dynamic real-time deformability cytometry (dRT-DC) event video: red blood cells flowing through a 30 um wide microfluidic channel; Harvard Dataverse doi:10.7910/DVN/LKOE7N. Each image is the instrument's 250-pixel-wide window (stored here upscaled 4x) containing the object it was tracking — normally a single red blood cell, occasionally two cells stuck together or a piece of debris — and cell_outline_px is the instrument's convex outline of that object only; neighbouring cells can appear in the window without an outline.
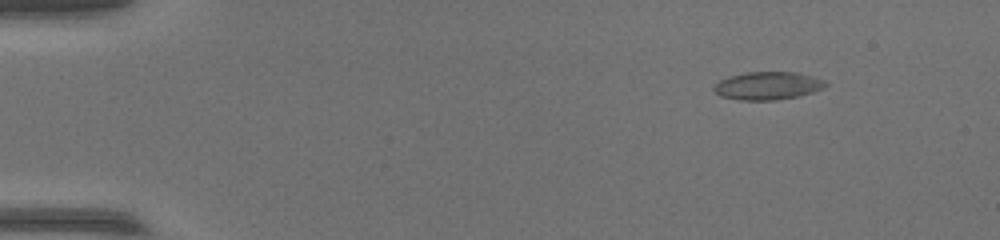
{"species": "common noctule bat (a hibernating species)", "species_latin": "Nyctalus noctula", "temperature_condition": "warm", "stored_images_in_passage": 49, "camera_frame_rate_fps": 3000, "um_per_image_px": 0.085, "animal": {"sex": "female", "body_mass_g": 17.0, "forearm_length_mm": 48.0}, "frame": {"image": 1, "passage_image": 2, "time_ms": 0.333, "image_size_px": [1000, 240], "cell_outline_px": [[828, 84], [824, 88], [800, 96], [776, 100], [740, 100], [720, 96], [712, 88], [720, 80], [728, 76], [748, 72], [796, 72], [812, 76], [824, 80]], "centroid_in_image_um": [65.27, 7.29], "position_along_channel_um": 19.7, "area_um2": 18.21}}
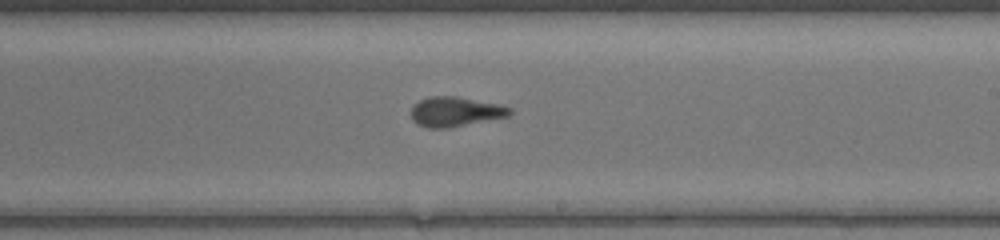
{"frame": {"image": 2, "passage_image": 28, "time_ms": 9.0, "image_size_px": [1000, 240], "cell_outline_px": [[512, 112], [508, 116], [448, 128], [428, 128], [416, 124], [412, 120], [412, 108], [420, 100], [428, 96], [456, 96], [500, 104], [512, 108]], "centroid_in_image_um": [38.7, 9.49], "position_along_channel_um": 250.3, "area_um2": 17.05}}
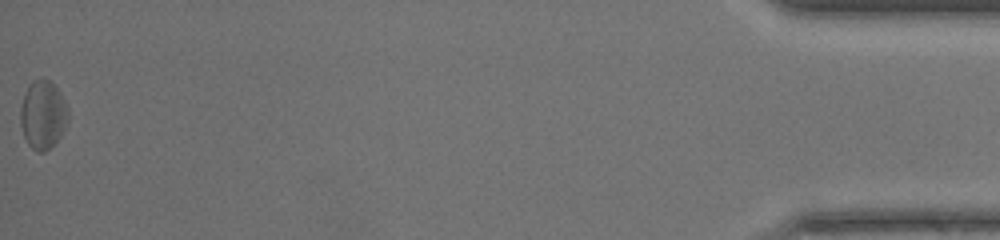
{"frame": {"image": 3, "passage_image": 49, "time_ms": 16.0, "image_size_px": [1000, 240], "cell_outline_px": [[68, 120], [60, 136], [44, 152], [36, 152], [28, 144], [24, 136], [20, 124], [20, 108], [28, 84], [32, 80], [44, 76], [56, 88], [64, 100], [68, 108]], "centroid_in_image_um": [3.62, 9.73], "position_along_channel_um": 431.6, "area_um2": 18.96}}